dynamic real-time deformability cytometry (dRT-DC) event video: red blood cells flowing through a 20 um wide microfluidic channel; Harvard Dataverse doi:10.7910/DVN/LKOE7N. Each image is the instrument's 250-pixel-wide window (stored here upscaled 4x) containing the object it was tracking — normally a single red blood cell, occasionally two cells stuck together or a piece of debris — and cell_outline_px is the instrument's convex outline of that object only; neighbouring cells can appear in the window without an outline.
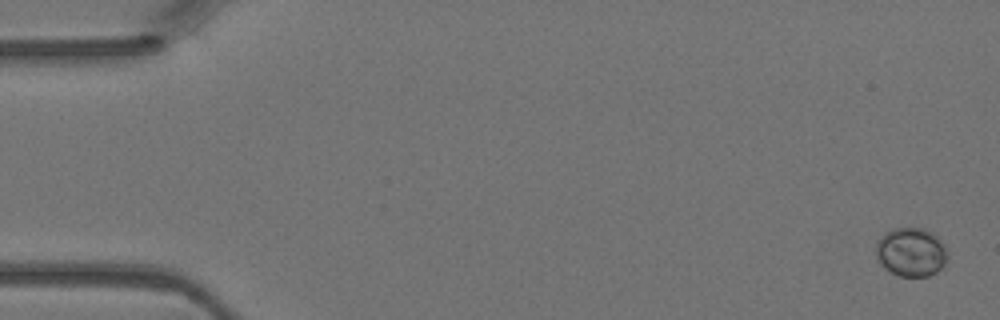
{"species": "Egyptian fruit bat (a non-hibernating species)", "species_latin": "Rousettus aegyptiacus", "temperature_condition": "warm", "stored_images_in_passage": 5, "camera_frame_rate_fps": 3000, "um_per_image_px": 0.085, "animal": {"sex": "female"}, "frame": {"image": 1, "passage_image": 1, "time_ms": 0.0, "image_size_px": [1000, 320], "cell_outline_px": [[948, 260], [936, 272], [928, 276], [900, 276], [884, 268], [880, 264], [876, 256], [876, 240], [884, 232], [896, 228], [924, 228], [932, 232], [944, 244], [948, 252]], "centroid_in_image_um": [77.43, 21.41], "position_along_channel_um": 7.6, "area_um2": 20.58}}
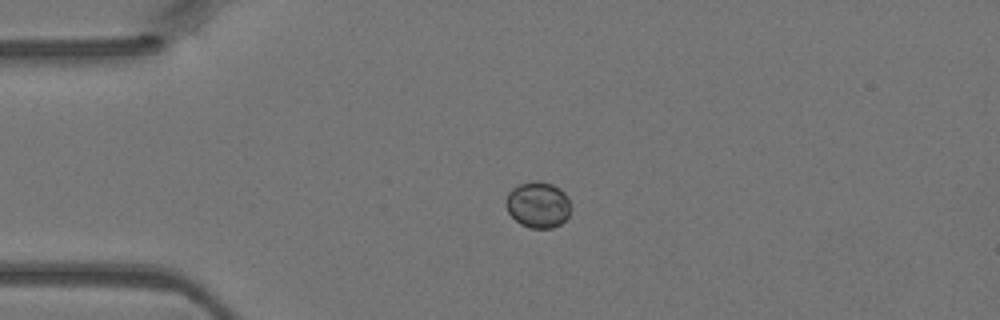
{"frame": {"image": 2, "passage_image": 4, "time_ms": 1.0, "image_size_px": [1000, 320], "cell_outline_px": [[568, 216], [560, 224], [552, 228], [532, 228], [520, 224], [508, 212], [504, 204], [508, 192], [512, 188], [520, 184], [532, 180], [536, 180], [552, 184], [560, 188], [564, 192], [568, 200]], "centroid_in_image_um": [45.68, 17.39], "position_along_channel_um": 39.3, "area_um2": 17.34}}